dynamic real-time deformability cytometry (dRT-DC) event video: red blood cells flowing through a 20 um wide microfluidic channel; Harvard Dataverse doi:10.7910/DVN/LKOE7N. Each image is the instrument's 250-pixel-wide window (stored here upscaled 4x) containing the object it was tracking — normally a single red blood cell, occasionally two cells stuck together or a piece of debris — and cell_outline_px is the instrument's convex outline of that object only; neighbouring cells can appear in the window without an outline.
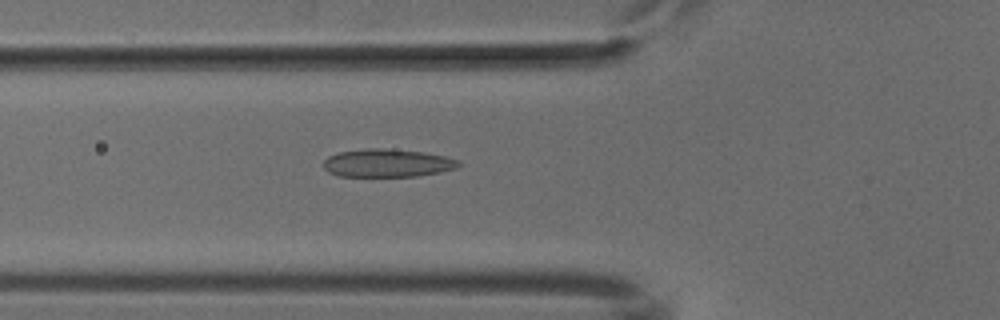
{"species": "common noctule bat (a hibernating species)", "species_latin": "Nyctalus noctula", "temperature_condition": "cold", "stored_images_in_passage": 36, "camera_frame_rate_fps": 3000, "um_per_image_px": 0.085, "animal": {"sex": "male", "body_mass_g": 18.8}, "frame": {"image": 1, "passage_image": 3, "time_ms": 0.667, "image_size_px": [1000, 320], "cell_outline_px": [[460, 164], [456, 168], [440, 172], [416, 176], [336, 176], [328, 172], [324, 168], [324, 160], [328, 156], [340, 152], [364, 148], [384, 148], [424, 152], [444, 156], [460, 160]], "centroid_in_image_um": [32.91, 13.85], "position_along_channel_um": 92.9, "area_um2": 22.14}}
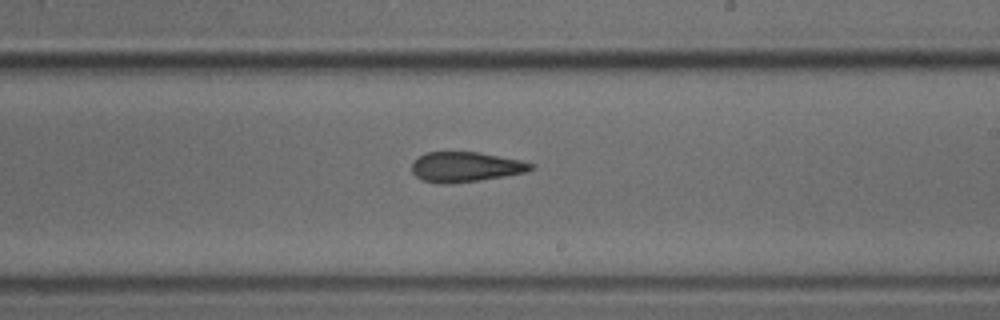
{"frame": {"image": 2, "passage_image": 15, "time_ms": 4.667, "image_size_px": [1000, 320], "cell_outline_px": [[536, 168], [528, 172], [480, 180], [448, 184], [440, 184], [424, 180], [416, 176], [412, 172], [412, 160], [424, 152], [480, 152], [520, 160], [536, 164]], "centroid_in_image_um": [39.59, 14.18], "position_along_channel_um": 249.4, "area_um2": 21.1}}
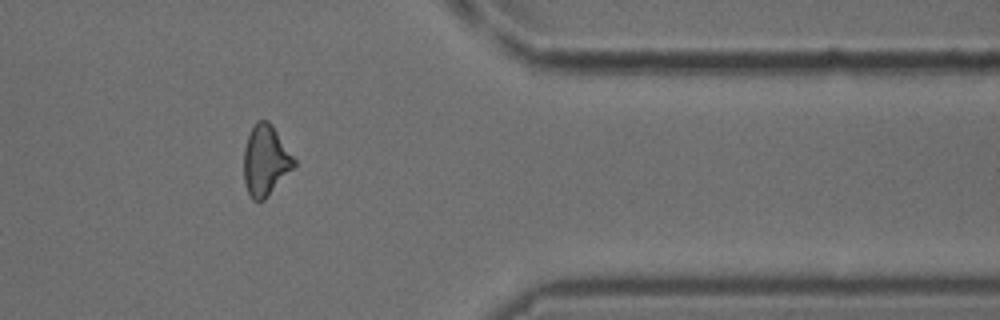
{"frame": {"image": 3, "passage_image": 27, "time_ms": 8.667, "image_size_px": [1000, 320], "cell_outline_px": [[296, 164], [268, 196], [264, 200], [252, 200], [248, 192], [244, 180], [244, 148], [248, 136], [256, 120], [268, 120], [272, 124], [296, 160]], "centroid_in_image_um": [22.56, 13.62], "position_along_channel_um": 388.8, "area_um2": 20.46}}